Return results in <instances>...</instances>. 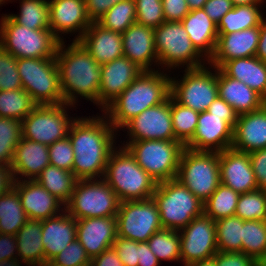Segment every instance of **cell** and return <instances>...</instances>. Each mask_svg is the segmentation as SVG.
<instances>
[{"mask_svg": "<svg viewBox=\"0 0 266 266\" xmlns=\"http://www.w3.org/2000/svg\"><path fill=\"white\" fill-rule=\"evenodd\" d=\"M115 134L104 113L102 117L75 118L68 137L74 152L72 172L77 179L104 177L110 153L116 148Z\"/></svg>", "mask_w": 266, "mask_h": 266, "instance_id": "6da1fadb", "label": "cell"}, {"mask_svg": "<svg viewBox=\"0 0 266 266\" xmlns=\"http://www.w3.org/2000/svg\"><path fill=\"white\" fill-rule=\"evenodd\" d=\"M64 43V40L59 43L55 56L64 103L74 106L81 96L98 105L101 65L80 41L73 40L68 47Z\"/></svg>", "mask_w": 266, "mask_h": 266, "instance_id": "7a4b0ae2", "label": "cell"}, {"mask_svg": "<svg viewBox=\"0 0 266 266\" xmlns=\"http://www.w3.org/2000/svg\"><path fill=\"white\" fill-rule=\"evenodd\" d=\"M170 93L171 77L167 73L143 71L103 112L118 131L146 109L165 102Z\"/></svg>", "mask_w": 266, "mask_h": 266, "instance_id": "3957f363", "label": "cell"}, {"mask_svg": "<svg viewBox=\"0 0 266 266\" xmlns=\"http://www.w3.org/2000/svg\"><path fill=\"white\" fill-rule=\"evenodd\" d=\"M103 179L120 202L152 198L157 181L145 172L123 146L110 153Z\"/></svg>", "mask_w": 266, "mask_h": 266, "instance_id": "277c9868", "label": "cell"}, {"mask_svg": "<svg viewBox=\"0 0 266 266\" xmlns=\"http://www.w3.org/2000/svg\"><path fill=\"white\" fill-rule=\"evenodd\" d=\"M152 198L165 229L180 231L204 213L203 202L176 178L157 183Z\"/></svg>", "mask_w": 266, "mask_h": 266, "instance_id": "5b68a950", "label": "cell"}, {"mask_svg": "<svg viewBox=\"0 0 266 266\" xmlns=\"http://www.w3.org/2000/svg\"><path fill=\"white\" fill-rule=\"evenodd\" d=\"M0 20V46L15 58H55L60 41L51 29H29L6 14Z\"/></svg>", "mask_w": 266, "mask_h": 266, "instance_id": "8992f818", "label": "cell"}, {"mask_svg": "<svg viewBox=\"0 0 266 266\" xmlns=\"http://www.w3.org/2000/svg\"><path fill=\"white\" fill-rule=\"evenodd\" d=\"M157 183L175 179L185 146L175 140L129 141L123 146Z\"/></svg>", "mask_w": 266, "mask_h": 266, "instance_id": "52a82bcc", "label": "cell"}, {"mask_svg": "<svg viewBox=\"0 0 266 266\" xmlns=\"http://www.w3.org/2000/svg\"><path fill=\"white\" fill-rule=\"evenodd\" d=\"M17 68L22 88L37 105L64 103L55 58H19Z\"/></svg>", "mask_w": 266, "mask_h": 266, "instance_id": "ba28073f", "label": "cell"}, {"mask_svg": "<svg viewBox=\"0 0 266 266\" xmlns=\"http://www.w3.org/2000/svg\"><path fill=\"white\" fill-rule=\"evenodd\" d=\"M176 179L204 203L221 184L219 152L185 148Z\"/></svg>", "mask_w": 266, "mask_h": 266, "instance_id": "9c48e42d", "label": "cell"}, {"mask_svg": "<svg viewBox=\"0 0 266 266\" xmlns=\"http://www.w3.org/2000/svg\"><path fill=\"white\" fill-rule=\"evenodd\" d=\"M154 41L159 65L162 68H179L181 65H186L187 69L199 68L208 63L192 44L181 22L164 21L159 27L154 28Z\"/></svg>", "mask_w": 266, "mask_h": 266, "instance_id": "30bf717a", "label": "cell"}, {"mask_svg": "<svg viewBox=\"0 0 266 266\" xmlns=\"http://www.w3.org/2000/svg\"><path fill=\"white\" fill-rule=\"evenodd\" d=\"M120 201L114 190L101 179H78L64 209L76 220L116 216Z\"/></svg>", "mask_w": 266, "mask_h": 266, "instance_id": "8fae6325", "label": "cell"}, {"mask_svg": "<svg viewBox=\"0 0 266 266\" xmlns=\"http://www.w3.org/2000/svg\"><path fill=\"white\" fill-rule=\"evenodd\" d=\"M65 103L58 105H37L22 121V137L30 141L51 145L68 136L73 121L68 117Z\"/></svg>", "mask_w": 266, "mask_h": 266, "instance_id": "7c38bea8", "label": "cell"}, {"mask_svg": "<svg viewBox=\"0 0 266 266\" xmlns=\"http://www.w3.org/2000/svg\"><path fill=\"white\" fill-rule=\"evenodd\" d=\"M213 71L207 66L185 68L181 80L171 77L170 96L179 104L197 112L207 111L218 96L217 68Z\"/></svg>", "mask_w": 266, "mask_h": 266, "instance_id": "4fadbf2b", "label": "cell"}, {"mask_svg": "<svg viewBox=\"0 0 266 266\" xmlns=\"http://www.w3.org/2000/svg\"><path fill=\"white\" fill-rule=\"evenodd\" d=\"M117 221V236L137 242H146L162 224L153 198L120 202Z\"/></svg>", "mask_w": 266, "mask_h": 266, "instance_id": "5bb4252c", "label": "cell"}, {"mask_svg": "<svg viewBox=\"0 0 266 266\" xmlns=\"http://www.w3.org/2000/svg\"><path fill=\"white\" fill-rule=\"evenodd\" d=\"M181 262L186 266L195 261L213 258L218 252L216 223L204 213L195 217L179 231Z\"/></svg>", "mask_w": 266, "mask_h": 266, "instance_id": "9a60e30c", "label": "cell"}, {"mask_svg": "<svg viewBox=\"0 0 266 266\" xmlns=\"http://www.w3.org/2000/svg\"><path fill=\"white\" fill-rule=\"evenodd\" d=\"M237 120L238 116H217L208 111L200 112L196 131L185 148L215 152L231 148L233 128Z\"/></svg>", "mask_w": 266, "mask_h": 266, "instance_id": "2e32d148", "label": "cell"}, {"mask_svg": "<svg viewBox=\"0 0 266 266\" xmlns=\"http://www.w3.org/2000/svg\"><path fill=\"white\" fill-rule=\"evenodd\" d=\"M124 129H127L130 141L175 140L171 117V96L165 102L148 108L131 119Z\"/></svg>", "mask_w": 266, "mask_h": 266, "instance_id": "e0dca14e", "label": "cell"}, {"mask_svg": "<svg viewBox=\"0 0 266 266\" xmlns=\"http://www.w3.org/2000/svg\"><path fill=\"white\" fill-rule=\"evenodd\" d=\"M100 69L98 106L102 111L144 71L125 56L101 64Z\"/></svg>", "mask_w": 266, "mask_h": 266, "instance_id": "ac0fdd59", "label": "cell"}, {"mask_svg": "<svg viewBox=\"0 0 266 266\" xmlns=\"http://www.w3.org/2000/svg\"><path fill=\"white\" fill-rule=\"evenodd\" d=\"M91 23L85 0H49L50 29L60 42L63 41L60 35L73 32H79L74 39L79 41Z\"/></svg>", "mask_w": 266, "mask_h": 266, "instance_id": "d6986e66", "label": "cell"}, {"mask_svg": "<svg viewBox=\"0 0 266 266\" xmlns=\"http://www.w3.org/2000/svg\"><path fill=\"white\" fill-rule=\"evenodd\" d=\"M220 182L242 194L258 189L248 153L231 148L219 152Z\"/></svg>", "mask_w": 266, "mask_h": 266, "instance_id": "ffe728a7", "label": "cell"}, {"mask_svg": "<svg viewBox=\"0 0 266 266\" xmlns=\"http://www.w3.org/2000/svg\"><path fill=\"white\" fill-rule=\"evenodd\" d=\"M13 187L18 192L29 220L41 221L57 216L65 210V205L36 180H14Z\"/></svg>", "mask_w": 266, "mask_h": 266, "instance_id": "44dd1931", "label": "cell"}, {"mask_svg": "<svg viewBox=\"0 0 266 266\" xmlns=\"http://www.w3.org/2000/svg\"><path fill=\"white\" fill-rule=\"evenodd\" d=\"M116 238V216L77 220L76 239L84 247L90 259L112 247Z\"/></svg>", "mask_w": 266, "mask_h": 266, "instance_id": "7402d4cb", "label": "cell"}, {"mask_svg": "<svg viewBox=\"0 0 266 266\" xmlns=\"http://www.w3.org/2000/svg\"><path fill=\"white\" fill-rule=\"evenodd\" d=\"M259 35L260 26L233 33H218L215 53L208 61L210 68H220L232 59L255 56Z\"/></svg>", "mask_w": 266, "mask_h": 266, "instance_id": "603a6c76", "label": "cell"}, {"mask_svg": "<svg viewBox=\"0 0 266 266\" xmlns=\"http://www.w3.org/2000/svg\"><path fill=\"white\" fill-rule=\"evenodd\" d=\"M124 56L144 71H154L153 62L159 67L154 41V28L138 23L132 24L122 33ZM158 62V63H157Z\"/></svg>", "mask_w": 266, "mask_h": 266, "instance_id": "cb8c5ba5", "label": "cell"}, {"mask_svg": "<svg viewBox=\"0 0 266 266\" xmlns=\"http://www.w3.org/2000/svg\"><path fill=\"white\" fill-rule=\"evenodd\" d=\"M231 147L245 153L266 148V104L257 111L238 116Z\"/></svg>", "mask_w": 266, "mask_h": 266, "instance_id": "d4e9b609", "label": "cell"}, {"mask_svg": "<svg viewBox=\"0 0 266 266\" xmlns=\"http://www.w3.org/2000/svg\"><path fill=\"white\" fill-rule=\"evenodd\" d=\"M49 164L50 158L47 145L21 137L14 150L10 167L14 180H35ZM18 175L21 178L17 177Z\"/></svg>", "mask_w": 266, "mask_h": 266, "instance_id": "484cf974", "label": "cell"}, {"mask_svg": "<svg viewBox=\"0 0 266 266\" xmlns=\"http://www.w3.org/2000/svg\"><path fill=\"white\" fill-rule=\"evenodd\" d=\"M41 225L46 266L76 239L77 220L64 210L57 216L41 220Z\"/></svg>", "mask_w": 266, "mask_h": 266, "instance_id": "4316f807", "label": "cell"}, {"mask_svg": "<svg viewBox=\"0 0 266 266\" xmlns=\"http://www.w3.org/2000/svg\"><path fill=\"white\" fill-rule=\"evenodd\" d=\"M79 41L100 65L124 56L122 33L106 29L98 22H92Z\"/></svg>", "mask_w": 266, "mask_h": 266, "instance_id": "83f0119b", "label": "cell"}, {"mask_svg": "<svg viewBox=\"0 0 266 266\" xmlns=\"http://www.w3.org/2000/svg\"><path fill=\"white\" fill-rule=\"evenodd\" d=\"M218 96L226 101L238 115L261 109L266 100L242 81L226 76L217 68Z\"/></svg>", "mask_w": 266, "mask_h": 266, "instance_id": "f1b7e54d", "label": "cell"}, {"mask_svg": "<svg viewBox=\"0 0 266 266\" xmlns=\"http://www.w3.org/2000/svg\"><path fill=\"white\" fill-rule=\"evenodd\" d=\"M181 23L192 44L209 61L217 46V24L210 19L203 9L191 10Z\"/></svg>", "mask_w": 266, "mask_h": 266, "instance_id": "f546056e", "label": "cell"}, {"mask_svg": "<svg viewBox=\"0 0 266 266\" xmlns=\"http://www.w3.org/2000/svg\"><path fill=\"white\" fill-rule=\"evenodd\" d=\"M219 69L226 76L242 81L266 100V63L256 56L226 61Z\"/></svg>", "mask_w": 266, "mask_h": 266, "instance_id": "4dcf8cb0", "label": "cell"}, {"mask_svg": "<svg viewBox=\"0 0 266 266\" xmlns=\"http://www.w3.org/2000/svg\"><path fill=\"white\" fill-rule=\"evenodd\" d=\"M40 220H28L16 233L17 257L28 266H45Z\"/></svg>", "mask_w": 266, "mask_h": 266, "instance_id": "1f68e13d", "label": "cell"}, {"mask_svg": "<svg viewBox=\"0 0 266 266\" xmlns=\"http://www.w3.org/2000/svg\"><path fill=\"white\" fill-rule=\"evenodd\" d=\"M35 180L50 194L66 205L73 195L74 187L78 179L73 172L49 164Z\"/></svg>", "mask_w": 266, "mask_h": 266, "instance_id": "d6a6232c", "label": "cell"}, {"mask_svg": "<svg viewBox=\"0 0 266 266\" xmlns=\"http://www.w3.org/2000/svg\"><path fill=\"white\" fill-rule=\"evenodd\" d=\"M28 220L14 187L0 196V233L16 235Z\"/></svg>", "mask_w": 266, "mask_h": 266, "instance_id": "836d02e7", "label": "cell"}, {"mask_svg": "<svg viewBox=\"0 0 266 266\" xmlns=\"http://www.w3.org/2000/svg\"><path fill=\"white\" fill-rule=\"evenodd\" d=\"M261 4L234 6L217 24L218 33H233L260 26L263 14Z\"/></svg>", "mask_w": 266, "mask_h": 266, "instance_id": "e575fe53", "label": "cell"}, {"mask_svg": "<svg viewBox=\"0 0 266 266\" xmlns=\"http://www.w3.org/2000/svg\"><path fill=\"white\" fill-rule=\"evenodd\" d=\"M242 252L253 257L262 266H266V221H244Z\"/></svg>", "mask_w": 266, "mask_h": 266, "instance_id": "d590c367", "label": "cell"}, {"mask_svg": "<svg viewBox=\"0 0 266 266\" xmlns=\"http://www.w3.org/2000/svg\"><path fill=\"white\" fill-rule=\"evenodd\" d=\"M240 193L220 184L213 194L203 203V212L214 221L235 216Z\"/></svg>", "mask_w": 266, "mask_h": 266, "instance_id": "8d00e7d4", "label": "cell"}, {"mask_svg": "<svg viewBox=\"0 0 266 266\" xmlns=\"http://www.w3.org/2000/svg\"><path fill=\"white\" fill-rule=\"evenodd\" d=\"M20 14H9L19 25L29 29H50L49 0H21Z\"/></svg>", "mask_w": 266, "mask_h": 266, "instance_id": "74e56055", "label": "cell"}, {"mask_svg": "<svg viewBox=\"0 0 266 266\" xmlns=\"http://www.w3.org/2000/svg\"><path fill=\"white\" fill-rule=\"evenodd\" d=\"M215 223L218 251H242L244 220L237 216H230L218 219L215 221Z\"/></svg>", "mask_w": 266, "mask_h": 266, "instance_id": "f35d334b", "label": "cell"}, {"mask_svg": "<svg viewBox=\"0 0 266 266\" xmlns=\"http://www.w3.org/2000/svg\"><path fill=\"white\" fill-rule=\"evenodd\" d=\"M36 106L23 88L0 91V117L22 121Z\"/></svg>", "mask_w": 266, "mask_h": 266, "instance_id": "ab89813d", "label": "cell"}, {"mask_svg": "<svg viewBox=\"0 0 266 266\" xmlns=\"http://www.w3.org/2000/svg\"><path fill=\"white\" fill-rule=\"evenodd\" d=\"M147 242L159 262L161 260L181 261V240L178 230L162 228L154 233Z\"/></svg>", "mask_w": 266, "mask_h": 266, "instance_id": "60d3db41", "label": "cell"}, {"mask_svg": "<svg viewBox=\"0 0 266 266\" xmlns=\"http://www.w3.org/2000/svg\"><path fill=\"white\" fill-rule=\"evenodd\" d=\"M171 117L175 141L185 146L196 131L199 112L177 103L171 97Z\"/></svg>", "mask_w": 266, "mask_h": 266, "instance_id": "b9f144b4", "label": "cell"}, {"mask_svg": "<svg viewBox=\"0 0 266 266\" xmlns=\"http://www.w3.org/2000/svg\"><path fill=\"white\" fill-rule=\"evenodd\" d=\"M97 22L106 29L123 33L136 23L135 1L123 0L116 3Z\"/></svg>", "mask_w": 266, "mask_h": 266, "instance_id": "7bdbcfd3", "label": "cell"}, {"mask_svg": "<svg viewBox=\"0 0 266 266\" xmlns=\"http://www.w3.org/2000/svg\"><path fill=\"white\" fill-rule=\"evenodd\" d=\"M21 137V121L0 117V165H11L14 150Z\"/></svg>", "mask_w": 266, "mask_h": 266, "instance_id": "ee69618b", "label": "cell"}, {"mask_svg": "<svg viewBox=\"0 0 266 266\" xmlns=\"http://www.w3.org/2000/svg\"><path fill=\"white\" fill-rule=\"evenodd\" d=\"M235 216L244 221H266V191L256 189L240 194Z\"/></svg>", "mask_w": 266, "mask_h": 266, "instance_id": "f6af8a7d", "label": "cell"}, {"mask_svg": "<svg viewBox=\"0 0 266 266\" xmlns=\"http://www.w3.org/2000/svg\"><path fill=\"white\" fill-rule=\"evenodd\" d=\"M22 88L17 58L0 46V91Z\"/></svg>", "mask_w": 266, "mask_h": 266, "instance_id": "bcb514c9", "label": "cell"}, {"mask_svg": "<svg viewBox=\"0 0 266 266\" xmlns=\"http://www.w3.org/2000/svg\"><path fill=\"white\" fill-rule=\"evenodd\" d=\"M134 1L136 6V23L156 28L165 21L162 0Z\"/></svg>", "mask_w": 266, "mask_h": 266, "instance_id": "7dc6e473", "label": "cell"}, {"mask_svg": "<svg viewBox=\"0 0 266 266\" xmlns=\"http://www.w3.org/2000/svg\"><path fill=\"white\" fill-rule=\"evenodd\" d=\"M90 261L84 247L75 239L54 256L46 266H90Z\"/></svg>", "mask_w": 266, "mask_h": 266, "instance_id": "c3c4849f", "label": "cell"}, {"mask_svg": "<svg viewBox=\"0 0 266 266\" xmlns=\"http://www.w3.org/2000/svg\"><path fill=\"white\" fill-rule=\"evenodd\" d=\"M50 165L72 172L74 152L69 137L48 146Z\"/></svg>", "mask_w": 266, "mask_h": 266, "instance_id": "681fc988", "label": "cell"}, {"mask_svg": "<svg viewBox=\"0 0 266 266\" xmlns=\"http://www.w3.org/2000/svg\"><path fill=\"white\" fill-rule=\"evenodd\" d=\"M113 247L124 266H138L139 242L117 236Z\"/></svg>", "mask_w": 266, "mask_h": 266, "instance_id": "f907efd6", "label": "cell"}, {"mask_svg": "<svg viewBox=\"0 0 266 266\" xmlns=\"http://www.w3.org/2000/svg\"><path fill=\"white\" fill-rule=\"evenodd\" d=\"M213 258L215 259L216 266H262L253 257L246 255L242 251H218Z\"/></svg>", "mask_w": 266, "mask_h": 266, "instance_id": "816d5d0a", "label": "cell"}, {"mask_svg": "<svg viewBox=\"0 0 266 266\" xmlns=\"http://www.w3.org/2000/svg\"><path fill=\"white\" fill-rule=\"evenodd\" d=\"M165 21L181 22L190 12L186 0H162Z\"/></svg>", "mask_w": 266, "mask_h": 266, "instance_id": "f5cc1de1", "label": "cell"}, {"mask_svg": "<svg viewBox=\"0 0 266 266\" xmlns=\"http://www.w3.org/2000/svg\"><path fill=\"white\" fill-rule=\"evenodd\" d=\"M248 154L258 189L266 191V148L255 150Z\"/></svg>", "mask_w": 266, "mask_h": 266, "instance_id": "db71d44e", "label": "cell"}, {"mask_svg": "<svg viewBox=\"0 0 266 266\" xmlns=\"http://www.w3.org/2000/svg\"><path fill=\"white\" fill-rule=\"evenodd\" d=\"M232 0H207L203 6V10L216 24L221 18L233 8Z\"/></svg>", "mask_w": 266, "mask_h": 266, "instance_id": "11a10c76", "label": "cell"}, {"mask_svg": "<svg viewBox=\"0 0 266 266\" xmlns=\"http://www.w3.org/2000/svg\"><path fill=\"white\" fill-rule=\"evenodd\" d=\"M123 0H85L86 12L92 22H97L113 5Z\"/></svg>", "mask_w": 266, "mask_h": 266, "instance_id": "9f6ffc18", "label": "cell"}, {"mask_svg": "<svg viewBox=\"0 0 266 266\" xmlns=\"http://www.w3.org/2000/svg\"><path fill=\"white\" fill-rule=\"evenodd\" d=\"M16 254H17L16 236L0 233V261L8 259H16L18 257Z\"/></svg>", "mask_w": 266, "mask_h": 266, "instance_id": "6f0895ef", "label": "cell"}, {"mask_svg": "<svg viewBox=\"0 0 266 266\" xmlns=\"http://www.w3.org/2000/svg\"><path fill=\"white\" fill-rule=\"evenodd\" d=\"M90 266H124L117 255L114 247L101 252L99 255L91 258Z\"/></svg>", "mask_w": 266, "mask_h": 266, "instance_id": "680465c9", "label": "cell"}, {"mask_svg": "<svg viewBox=\"0 0 266 266\" xmlns=\"http://www.w3.org/2000/svg\"><path fill=\"white\" fill-rule=\"evenodd\" d=\"M160 262L150 250L148 242H139L138 266H159Z\"/></svg>", "mask_w": 266, "mask_h": 266, "instance_id": "91938a15", "label": "cell"}, {"mask_svg": "<svg viewBox=\"0 0 266 266\" xmlns=\"http://www.w3.org/2000/svg\"><path fill=\"white\" fill-rule=\"evenodd\" d=\"M207 111L217 116H239L235 110L219 96L210 104Z\"/></svg>", "mask_w": 266, "mask_h": 266, "instance_id": "94428289", "label": "cell"}, {"mask_svg": "<svg viewBox=\"0 0 266 266\" xmlns=\"http://www.w3.org/2000/svg\"><path fill=\"white\" fill-rule=\"evenodd\" d=\"M14 178L10 166L0 165V196L13 187Z\"/></svg>", "mask_w": 266, "mask_h": 266, "instance_id": "6125c7cd", "label": "cell"}, {"mask_svg": "<svg viewBox=\"0 0 266 266\" xmlns=\"http://www.w3.org/2000/svg\"><path fill=\"white\" fill-rule=\"evenodd\" d=\"M259 60L266 63V18L264 17L260 24L259 42L256 55Z\"/></svg>", "mask_w": 266, "mask_h": 266, "instance_id": "be15d7a7", "label": "cell"}, {"mask_svg": "<svg viewBox=\"0 0 266 266\" xmlns=\"http://www.w3.org/2000/svg\"><path fill=\"white\" fill-rule=\"evenodd\" d=\"M190 11L195 9H203V6L207 0H186Z\"/></svg>", "mask_w": 266, "mask_h": 266, "instance_id": "e7e4bbea", "label": "cell"}, {"mask_svg": "<svg viewBox=\"0 0 266 266\" xmlns=\"http://www.w3.org/2000/svg\"><path fill=\"white\" fill-rule=\"evenodd\" d=\"M186 266H216V264H215V259L210 258L206 260L195 261L190 264H187Z\"/></svg>", "mask_w": 266, "mask_h": 266, "instance_id": "03108f58", "label": "cell"}, {"mask_svg": "<svg viewBox=\"0 0 266 266\" xmlns=\"http://www.w3.org/2000/svg\"><path fill=\"white\" fill-rule=\"evenodd\" d=\"M263 0H232L233 6L261 4Z\"/></svg>", "mask_w": 266, "mask_h": 266, "instance_id": "003e7915", "label": "cell"}, {"mask_svg": "<svg viewBox=\"0 0 266 266\" xmlns=\"http://www.w3.org/2000/svg\"><path fill=\"white\" fill-rule=\"evenodd\" d=\"M20 264L21 263L18 258L0 261V266H21Z\"/></svg>", "mask_w": 266, "mask_h": 266, "instance_id": "a7ac6f4b", "label": "cell"}, {"mask_svg": "<svg viewBox=\"0 0 266 266\" xmlns=\"http://www.w3.org/2000/svg\"><path fill=\"white\" fill-rule=\"evenodd\" d=\"M5 1H11V0H0V6L4 3H6Z\"/></svg>", "mask_w": 266, "mask_h": 266, "instance_id": "89a4df30", "label": "cell"}]
</instances>
